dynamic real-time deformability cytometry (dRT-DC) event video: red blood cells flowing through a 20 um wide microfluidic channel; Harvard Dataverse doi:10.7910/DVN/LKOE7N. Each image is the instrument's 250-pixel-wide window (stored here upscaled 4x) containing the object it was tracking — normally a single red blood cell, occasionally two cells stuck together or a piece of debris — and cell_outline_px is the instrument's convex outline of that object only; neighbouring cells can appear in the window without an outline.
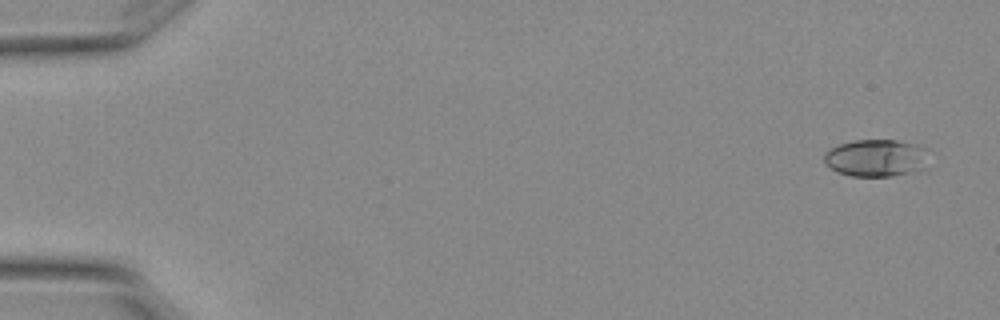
{"species": "Egyptian fruit bat (a non-hibernating species)", "species_latin": "Rousettus aegyptiacus", "temperature_condition": "warm", "stored_images_in_passage": 5, "camera_frame_rate_fps": 3000, "um_per_image_px": 0.085, "animal": {"sex": "female"}, "frame": {"image": 1, "passage_image": 1, "time_ms": 0.0, "image_size_px": [1000, 320], "cell_outline_px": [[928, 148], [924, 168], [892, 176], [852, 176], [836, 172], [824, 160], [824, 156], [832, 148], [840, 144], [852, 140], [896, 140]], "centroid_in_image_um": [74.47, 13.42], "position_along_channel_um": 10.5, "area_um2": 22.37}}
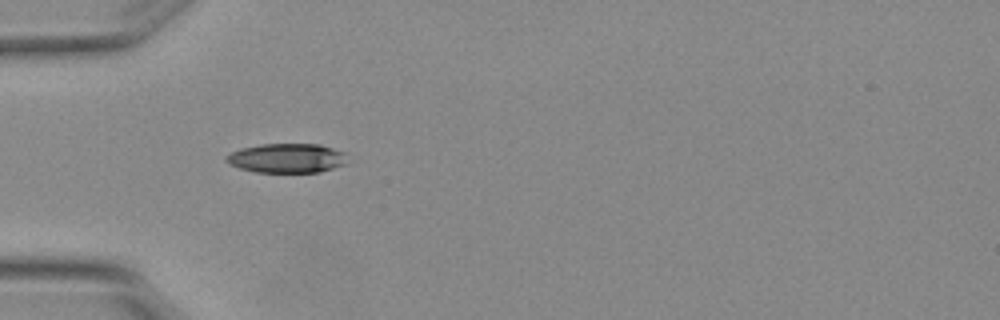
{"frame": {"image": 2, "passage_image": 5, "time_ms": 1.333, "image_size_px": [1000, 320], "cell_outline_px": [[348, 164], [320, 172], [256, 172], [240, 168], [228, 164], [224, 160], [224, 156], [240, 148], [260, 144], [320, 144], [344, 152]], "centroid_in_image_um": [24.37, 13.44], "position_along_channel_um": 60.6, "area_um2": 20.92}}